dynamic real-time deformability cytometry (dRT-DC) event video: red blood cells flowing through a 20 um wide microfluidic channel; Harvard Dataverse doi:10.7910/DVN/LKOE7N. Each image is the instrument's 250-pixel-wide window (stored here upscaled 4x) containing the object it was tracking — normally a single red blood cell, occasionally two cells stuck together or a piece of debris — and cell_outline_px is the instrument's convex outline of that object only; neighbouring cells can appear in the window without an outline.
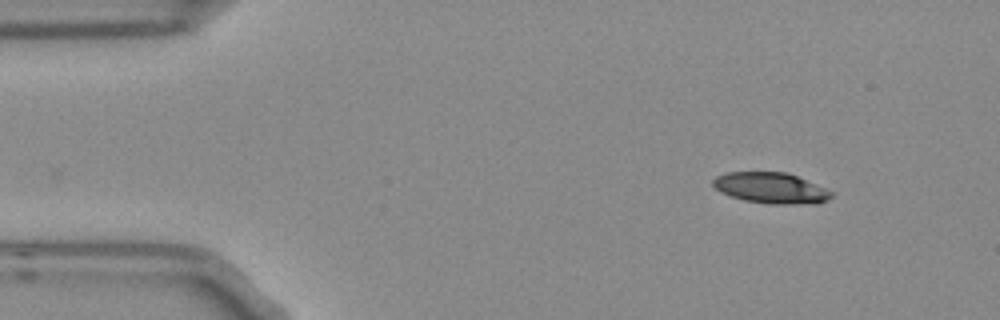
{"species": "Egyptian fruit bat (a non-hibernating species)", "species_latin": "Rousettus aegyptiacus", "temperature_condition": "room temperature", "stored_images_in_passage": 48, "camera_frame_rate_fps": 3000, "um_per_image_px": 0.085, "frame": {"image": 1, "passage_image": 1, "time_ms": 0.0, "image_size_px": [1000, 320], "cell_outline_px": [[832, 196], [828, 200], [820, 204], [772, 204], [744, 200], [720, 192], [712, 184], [712, 180], [716, 176], [728, 172], [788, 172], [824, 188], [832, 192]], "centroid_in_image_um": [65.54, 15.98], "position_along_channel_um": 19.5, "area_um2": 21.27}}
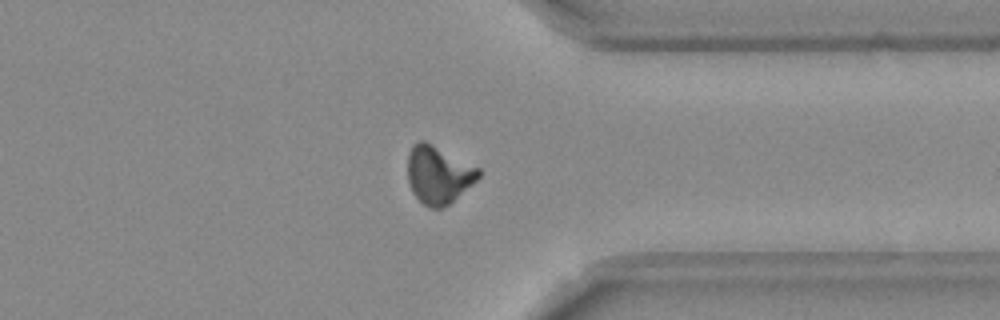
{"frame": {"image": 2, "passage_image": 36, "time_ms": 11.667, "image_size_px": [1000, 320], "cell_outline_px": [[480, 176], [472, 184], [448, 204], [440, 208], [432, 208], [424, 204], [412, 192], [408, 180], [408, 156], [412, 144], [420, 140], [424, 140], [480, 168]], "centroid_in_image_um": [37.25, 14.83], "position_along_channel_um": 374.1, "area_um2": 23.52}}
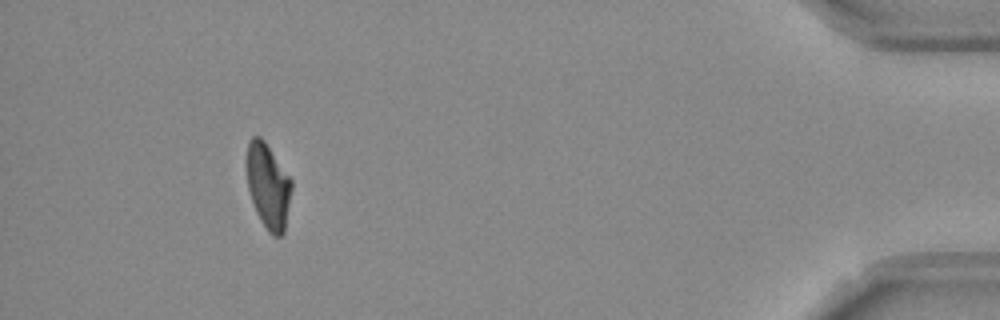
{"frame": {"image": 3, "passage_image": 44, "time_ms": 14.333, "image_size_px": [1000, 320], "cell_outline_px": [[292, 188], [284, 232], [280, 236], [272, 236], [268, 232], [260, 220], [256, 212], [248, 188], [248, 144], [252, 136], [260, 136], [264, 140], [292, 180]], "centroid_in_image_um": [22.81, 15.84], "position_along_channel_um": 412.4, "area_um2": 21.91}, "authors_computed_cell_mechanics": {"area_um2": 22.831, "velocity_mm_per_s": 3.7728, "shape_relaxation_time_tau1_ms": 7.4037, "shape_relaxation_time_tau2_ms": 11.1527, "deformation_change_tau1": 0.1834, "deformation_change_tau2": 0.2086}}